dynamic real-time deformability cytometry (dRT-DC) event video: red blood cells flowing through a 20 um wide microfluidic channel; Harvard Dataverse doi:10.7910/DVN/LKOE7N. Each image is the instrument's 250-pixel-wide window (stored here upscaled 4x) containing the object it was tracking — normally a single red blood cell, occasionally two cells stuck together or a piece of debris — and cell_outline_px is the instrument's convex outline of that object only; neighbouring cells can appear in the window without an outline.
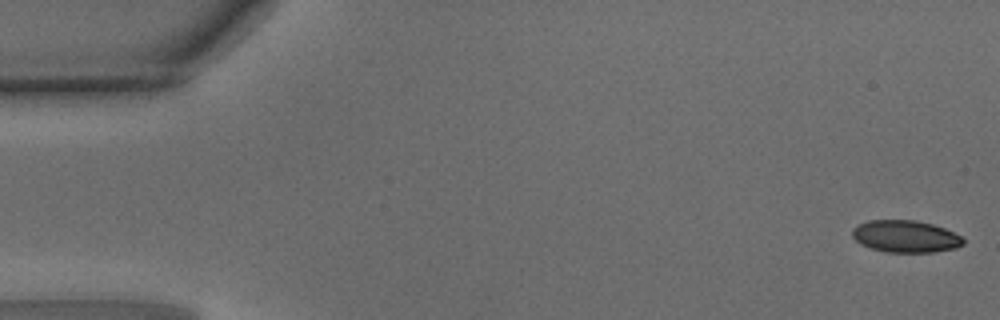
{"species": "common noctule bat (a hibernating species)", "species_latin": "Nyctalus noctula", "temperature_condition": "warm", "stored_images_in_passage": 15, "camera_frame_rate_fps": 3000, "um_per_image_px": 0.085, "animal": {"sex": "male", "body_mass_g": 15.6}, "frame": {"image": 1, "passage_image": 1, "time_ms": 0.0, "image_size_px": [1000, 320], "cell_outline_px": [[964, 244], [956, 248], [932, 252], [884, 252], [860, 244], [852, 236], [852, 228], [868, 220], [916, 220], [932, 224], [944, 228], [960, 236], [964, 240]], "centroid_in_image_um": [76.95, 20.09], "position_along_channel_um": 8.0, "area_um2": 20.69}}
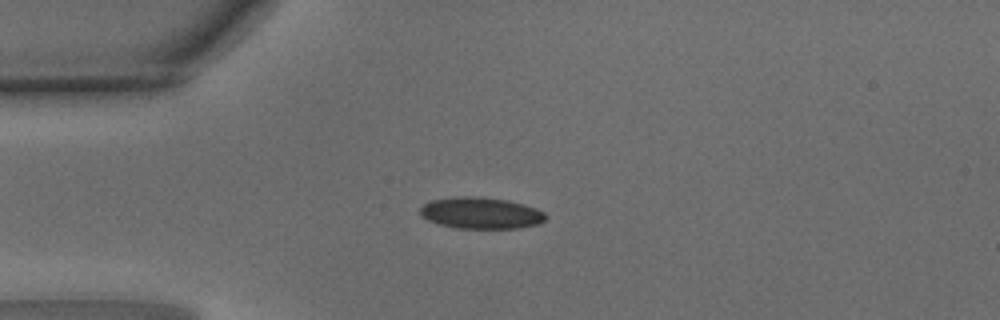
{"frame": {"image": 2, "passage_image": 12, "time_ms": 3.667, "image_size_px": [1000, 320], "cell_outline_px": [[548, 216], [540, 224], [516, 228], [456, 228], [440, 224], [428, 220], [420, 216], [420, 208], [424, 204], [432, 200], [460, 196], [480, 196], [508, 200], [524, 204], [536, 208], [544, 212]], "centroid_in_image_um": [40.9, 18.1], "position_along_channel_um": 44.1, "area_um2": 23.12}}